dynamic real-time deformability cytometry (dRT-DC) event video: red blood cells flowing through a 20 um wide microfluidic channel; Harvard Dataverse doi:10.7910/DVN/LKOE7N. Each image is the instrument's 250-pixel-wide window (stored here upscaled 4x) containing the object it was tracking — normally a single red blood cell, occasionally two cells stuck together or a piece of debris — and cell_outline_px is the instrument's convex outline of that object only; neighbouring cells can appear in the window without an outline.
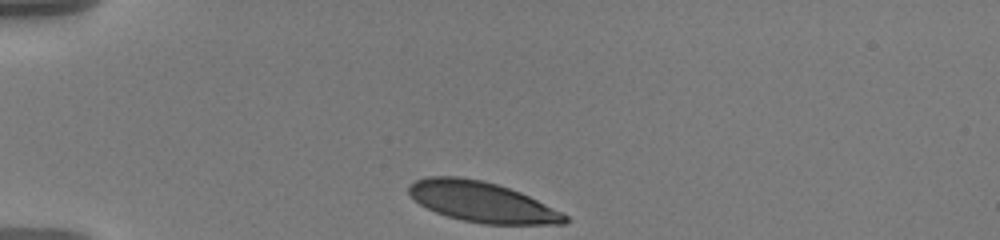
{"species": "human", "species_latin": "Homo sapiens", "temperature_condition": "warm", "stored_images_in_passage": 36, "camera_frame_rate_fps": 3000, "um_per_image_px": 0.085, "donor": {"sex": "male"}, "frame": {"image": 1, "passage_image": 1, "time_ms": 0.0, "image_size_px": [1000, 240], "cell_outline_px": [[568, 220], [564, 224], [484, 224], [464, 220], [448, 216], [436, 212], [420, 204], [408, 192], [408, 184], [416, 180], [428, 176], [456, 176], [480, 180], [496, 184], [520, 192], [568, 216]], "centroid_in_image_um": [40.93, 17.16], "position_along_channel_um": 44.1, "area_um2": 36.13}}
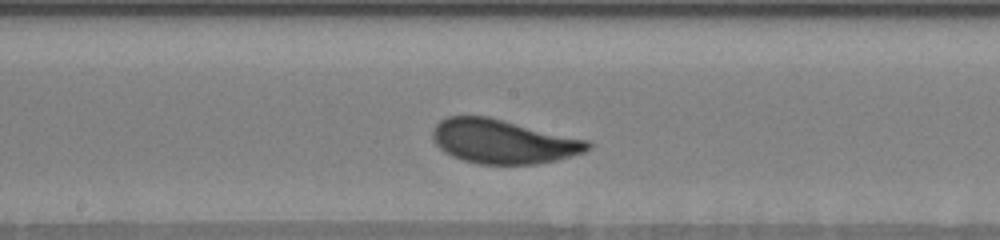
{"frame": {"image": 2, "passage_image": 18, "time_ms": 5.667, "image_size_px": [1000, 240], "cell_outline_px": [[592, 148], [584, 152], [556, 160], [536, 164], [480, 164], [464, 160], [452, 156], [444, 152], [436, 144], [432, 136], [432, 128], [440, 120], [448, 116], [488, 116], [588, 140], [592, 144]], "centroid_in_image_um": [42.75, 12.02], "position_along_channel_um": 205.4, "area_um2": 39.82}}
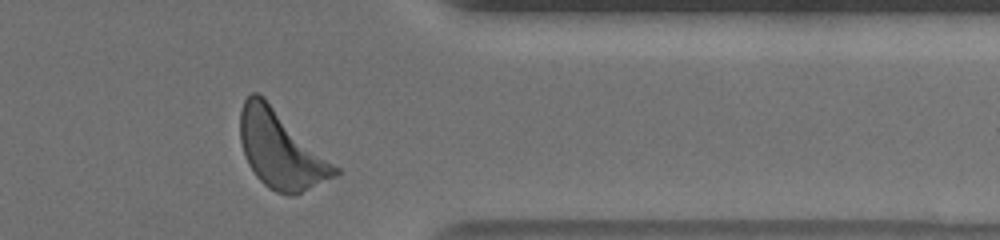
{"frame": {"image": 3, "passage_image": 34, "time_ms": 11.0, "image_size_px": [1000, 240], "cell_outline_px": [[340, 176], [292, 196], [288, 196], [276, 192], [268, 188], [256, 176], [248, 164], [240, 140], [240, 112], [244, 100], [252, 92], [256, 92], [264, 96], [340, 168]], "centroid_in_image_um": [23.9, 12.73], "position_along_channel_um": 387.5, "area_um2": 43.18}, "authors_computed_cell_mechanics": {"area_um2": 39.5063, "velocity_mm_per_s": 3.5365, "shape_relaxation_time_tau1_ms": 2.6196, "shape_relaxation_time_tau2_ms": null, "deformation_change_tau1": 0.1277, "deformation_change_tau2": null}}